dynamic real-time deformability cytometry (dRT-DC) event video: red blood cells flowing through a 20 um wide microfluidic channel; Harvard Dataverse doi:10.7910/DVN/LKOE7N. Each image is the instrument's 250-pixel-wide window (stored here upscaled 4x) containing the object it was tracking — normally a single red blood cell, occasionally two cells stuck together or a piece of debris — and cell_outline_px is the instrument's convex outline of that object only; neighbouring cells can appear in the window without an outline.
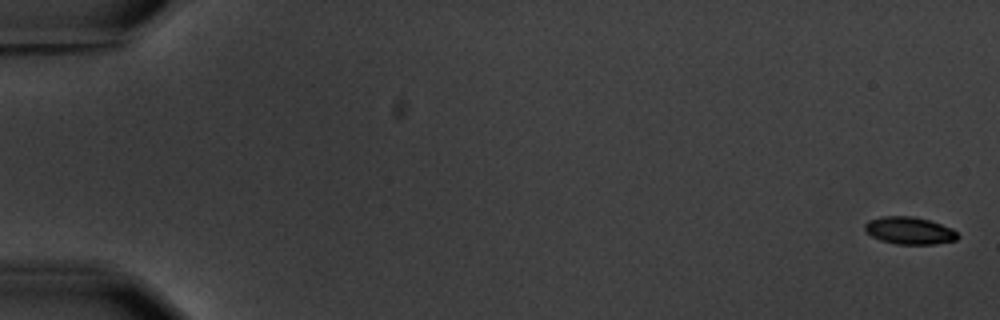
{"species": "common noctule bat (a hibernating species)", "species_latin": "Nyctalus noctula", "temperature_condition": "warm", "stored_images_in_passage": 5, "camera_frame_rate_fps": 3000, "um_per_image_px": 0.085, "animal": {"sex": "male", "body_mass_g": 20.1, "forearm_length_mm": 53.5}, "frame": {"image": 1, "passage_image": 1, "time_ms": 0.0, "image_size_px": [1000, 320], "cell_outline_px": [[960, 236], [956, 240], [936, 244], [896, 244], [880, 240], [872, 236], [864, 228], [864, 224], [868, 220], [884, 216], [912, 216], [928, 220], [952, 228]], "centroid_in_image_um": [77.3, 19.6], "position_along_channel_um": 7.7, "area_um2": 14.74}}
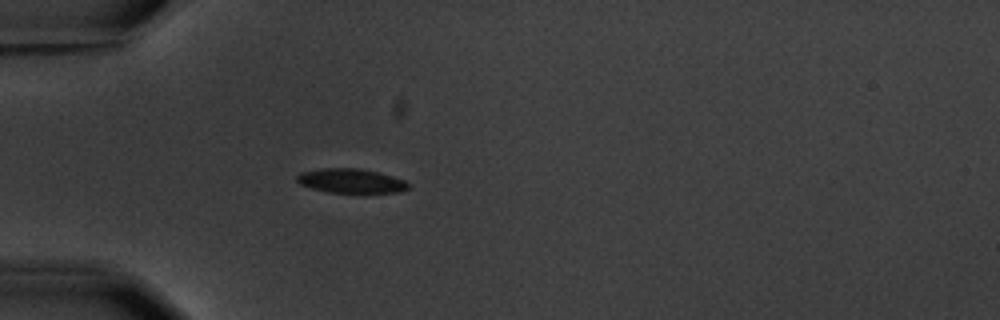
{"frame": {"image": 2, "passage_image": 5, "time_ms": 5.667, "image_size_px": [1000, 320], "cell_outline_px": [[408, 188], [400, 192], [364, 196], [328, 192], [312, 188], [300, 184], [296, 180], [296, 176], [300, 172], [324, 168], [360, 168], [380, 172], [404, 180], [408, 184]], "centroid_in_image_um": [29.88, 15.42], "position_along_channel_um": 55.1, "area_um2": 16.7}}